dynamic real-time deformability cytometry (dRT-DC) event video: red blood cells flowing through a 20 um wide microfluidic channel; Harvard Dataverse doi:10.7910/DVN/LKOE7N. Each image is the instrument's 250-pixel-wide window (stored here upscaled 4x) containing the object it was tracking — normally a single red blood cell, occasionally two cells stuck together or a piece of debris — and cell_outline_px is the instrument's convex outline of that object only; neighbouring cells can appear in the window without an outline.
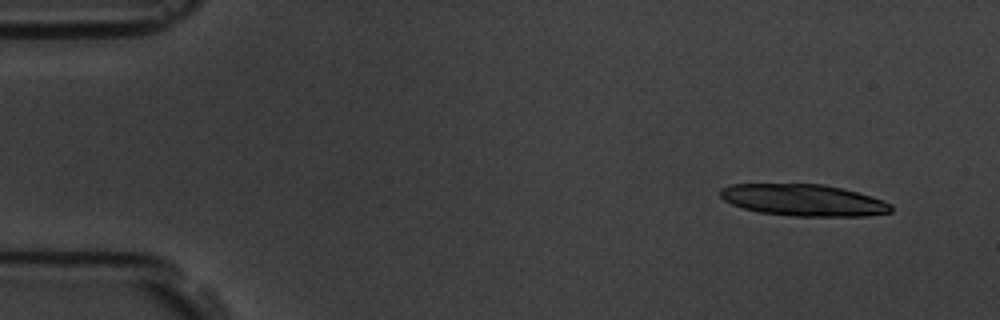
{"species": "common noctule bat (a hibernating species)", "species_latin": "Nyctalus noctula", "temperature_condition": "room temperature", "stored_images_in_passage": 5, "camera_frame_rate_fps": 3000, "um_per_image_px": 0.085, "animal": {"sex": "male", "body_mass_g": 19.5, "forearm_length_mm": 54.6}, "frame": {"image": 1, "passage_image": 2, "time_ms": 1.0, "image_size_px": [1000, 320], "cell_outline_px": [[892, 212], [864, 216], [796, 216], [760, 212], [744, 208], [732, 204], [724, 200], [720, 196], [720, 188], [732, 184], [824, 184], [856, 192], [892, 204]], "centroid_in_image_um": [68.27, 17.01], "position_along_channel_um": 16.7, "area_um2": 31.21}}